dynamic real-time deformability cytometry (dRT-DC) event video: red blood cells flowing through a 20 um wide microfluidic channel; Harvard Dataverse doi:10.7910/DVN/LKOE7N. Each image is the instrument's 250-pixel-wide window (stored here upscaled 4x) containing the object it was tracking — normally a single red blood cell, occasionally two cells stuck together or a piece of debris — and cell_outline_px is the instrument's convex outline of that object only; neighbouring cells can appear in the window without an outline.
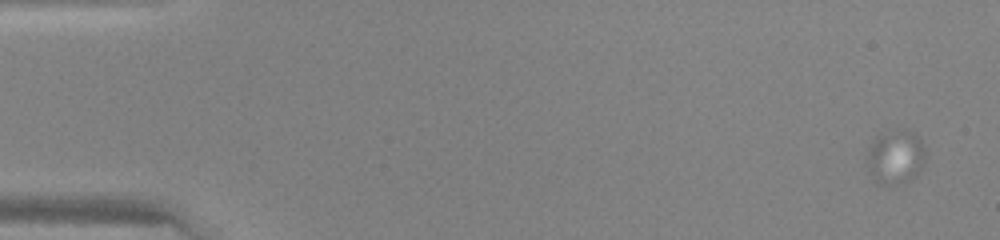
{"species": "human", "species_latin": "Homo sapiens", "temperature_condition": "warm", "stored_images_in_passage": 20, "camera_frame_rate_fps": 3000, "um_per_image_px": 0.085, "donor": {"sex": "female"}, "frame": {"image": 1, "passage_image": 4, "time_ms": 1.0, "image_size_px": [1000, 240], "cell_outline_px": [[924, 160], [916, 176], [908, 180], [892, 184], [876, 184], [872, 176], [864, 156], [872, 140], [880, 132], [900, 128], [916, 136], [920, 140], [924, 148]], "centroid_in_image_um": [76.04, 13.31], "position_along_channel_um": 9.0, "area_um2": 18.5}}